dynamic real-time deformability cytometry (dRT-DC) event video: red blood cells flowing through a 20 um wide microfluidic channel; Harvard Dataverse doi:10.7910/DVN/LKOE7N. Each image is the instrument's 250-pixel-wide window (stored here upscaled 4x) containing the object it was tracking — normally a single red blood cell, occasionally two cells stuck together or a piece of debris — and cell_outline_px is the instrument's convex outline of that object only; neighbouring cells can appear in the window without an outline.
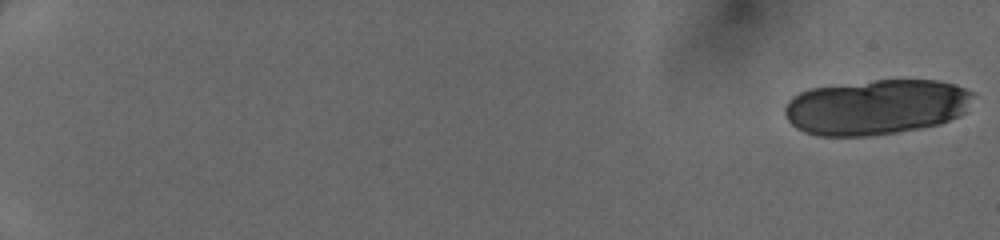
{"species": "human", "species_latin": "Homo sapiens", "temperature_condition": "cold", "stored_images_in_passage": 21, "camera_frame_rate_fps": 3000, "um_per_image_px": 0.085, "donor": {"sex": "female"}, "frame": {"image": 1, "passage_image": 1, "time_ms": 0.0, "image_size_px": [1000, 240], "cell_outline_px": [[972, 92], [964, 112], [960, 116], [940, 124], [920, 128], [872, 136], [820, 136], [804, 132], [796, 128], [788, 120], [784, 112], [784, 104], [792, 96], [808, 88], [876, 80], [936, 80], [956, 84]], "centroid_in_image_um": [74.42, 9.1], "position_along_channel_um": 10.6, "area_um2": 60.75}}